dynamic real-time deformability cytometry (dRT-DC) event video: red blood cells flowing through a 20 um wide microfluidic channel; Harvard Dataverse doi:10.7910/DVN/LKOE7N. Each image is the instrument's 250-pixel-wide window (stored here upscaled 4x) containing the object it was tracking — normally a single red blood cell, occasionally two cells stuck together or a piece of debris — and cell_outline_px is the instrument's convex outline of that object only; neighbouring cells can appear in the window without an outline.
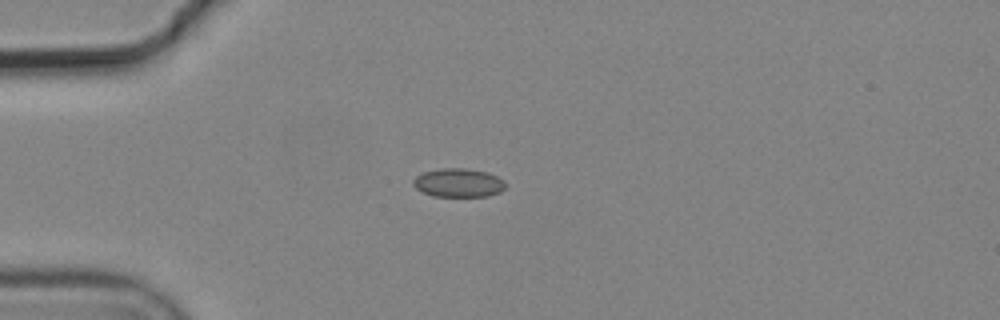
{"species": "common noctule bat (a hibernating species)", "species_latin": "Nyctalus noctula", "temperature_condition": "cold", "stored_images_in_passage": 6, "camera_frame_rate_fps": 3000, "um_per_image_px": 0.085, "animal": {"sex": "male", "body_mass_g": 19.2, "forearm_length_mm": 51.8}, "frame": {"image": 1, "passage_image": 4, "time_ms": 1.0, "image_size_px": [1000, 320], "cell_outline_px": [[508, 184], [500, 192], [488, 196], [432, 196], [416, 188], [412, 184], [412, 180], [416, 176], [424, 172], [440, 168], [464, 168], [488, 172], [504, 180]], "centroid_in_image_um": [38.98, 15.53], "position_along_channel_um": 46.0, "area_um2": 15.49}}
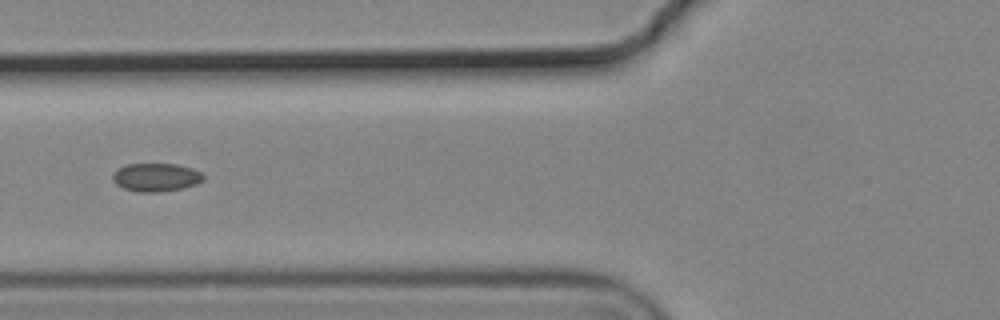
{"frame": {"image": 2, "passage_image": 6, "time_ms": 1.667, "image_size_px": [1000, 320], "cell_outline_px": [[204, 180], [196, 184], [184, 188], [156, 192], [140, 192], [124, 188], [116, 184], [112, 180], [112, 176], [124, 164], [176, 164], [192, 168], [200, 172], [204, 176]], "centroid_in_image_um": [13.28, 15.07], "position_along_channel_um": 112.5, "area_um2": 14.85}}